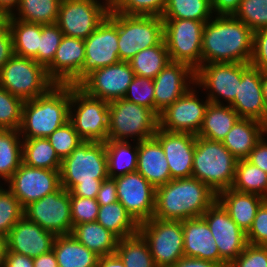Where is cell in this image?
<instances>
[{
  "label": "cell",
  "mask_w": 267,
  "mask_h": 267,
  "mask_svg": "<svg viewBox=\"0 0 267 267\" xmlns=\"http://www.w3.org/2000/svg\"><path fill=\"white\" fill-rule=\"evenodd\" d=\"M253 31L233 15H214L202 34V64L250 63Z\"/></svg>",
  "instance_id": "6da1fadb"
},
{
  "label": "cell",
  "mask_w": 267,
  "mask_h": 267,
  "mask_svg": "<svg viewBox=\"0 0 267 267\" xmlns=\"http://www.w3.org/2000/svg\"><path fill=\"white\" fill-rule=\"evenodd\" d=\"M107 178L105 142L83 141L62 160L60 184L70 196L96 199Z\"/></svg>",
  "instance_id": "7a4b0ae2"
},
{
  "label": "cell",
  "mask_w": 267,
  "mask_h": 267,
  "mask_svg": "<svg viewBox=\"0 0 267 267\" xmlns=\"http://www.w3.org/2000/svg\"><path fill=\"white\" fill-rule=\"evenodd\" d=\"M216 200L217 194L197 178L172 179L156 188L153 217L173 221L201 217Z\"/></svg>",
  "instance_id": "3957f363"
},
{
  "label": "cell",
  "mask_w": 267,
  "mask_h": 267,
  "mask_svg": "<svg viewBox=\"0 0 267 267\" xmlns=\"http://www.w3.org/2000/svg\"><path fill=\"white\" fill-rule=\"evenodd\" d=\"M71 85H54L46 94L24 101L22 139L47 138L69 121Z\"/></svg>",
  "instance_id": "277c9868"
},
{
  "label": "cell",
  "mask_w": 267,
  "mask_h": 267,
  "mask_svg": "<svg viewBox=\"0 0 267 267\" xmlns=\"http://www.w3.org/2000/svg\"><path fill=\"white\" fill-rule=\"evenodd\" d=\"M237 161L222 141L196 136L191 177L202 181L218 194L231 188Z\"/></svg>",
  "instance_id": "5b68a950"
},
{
  "label": "cell",
  "mask_w": 267,
  "mask_h": 267,
  "mask_svg": "<svg viewBox=\"0 0 267 267\" xmlns=\"http://www.w3.org/2000/svg\"><path fill=\"white\" fill-rule=\"evenodd\" d=\"M159 127V117L144 106L124 98L109 102L107 140L140 142L152 138Z\"/></svg>",
  "instance_id": "8992f818"
},
{
  "label": "cell",
  "mask_w": 267,
  "mask_h": 267,
  "mask_svg": "<svg viewBox=\"0 0 267 267\" xmlns=\"http://www.w3.org/2000/svg\"><path fill=\"white\" fill-rule=\"evenodd\" d=\"M108 14L118 23L120 61L129 62L143 49L163 40V19L159 16L123 15L111 8Z\"/></svg>",
  "instance_id": "52a82bcc"
},
{
  "label": "cell",
  "mask_w": 267,
  "mask_h": 267,
  "mask_svg": "<svg viewBox=\"0 0 267 267\" xmlns=\"http://www.w3.org/2000/svg\"><path fill=\"white\" fill-rule=\"evenodd\" d=\"M54 85L46 68L31 58L14 54L0 70V86L23 101L46 94Z\"/></svg>",
  "instance_id": "ba28073f"
},
{
  "label": "cell",
  "mask_w": 267,
  "mask_h": 267,
  "mask_svg": "<svg viewBox=\"0 0 267 267\" xmlns=\"http://www.w3.org/2000/svg\"><path fill=\"white\" fill-rule=\"evenodd\" d=\"M69 121L84 141L106 142L109 129V103L87 95L71 85Z\"/></svg>",
  "instance_id": "9c48e42d"
},
{
  "label": "cell",
  "mask_w": 267,
  "mask_h": 267,
  "mask_svg": "<svg viewBox=\"0 0 267 267\" xmlns=\"http://www.w3.org/2000/svg\"><path fill=\"white\" fill-rule=\"evenodd\" d=\"M206 22L191 19H163V39L171 62L193 70L202 65V34Z\"/></svg>",
  "instance_id": "30bf717a"
},
{
  "label": "cell",
  "mask_w": 267,
  "mask_h": 267,
  "mask_svg": "<svg viewBox=\"0 0 267 267\" xmlns=\"http://www.w3.org/2000/svg\"><path fill=\"white\" fill-rule=\"evenodd\" d=\"M156 267H171L184 257L182 221L151 219L139 223Z\"/></svg>",
  "instance_id": "8fae6325"
},
{
  "label": "cell",
  "mask_w": 267,
  "mask_h": 267,
  "mask_svg": "<svg viewBox=\"0 0 267 267\" xmlns=\"http://www.w3.org/2000/svg\"><path fill=\"white\" fill-rule=\"evenodd\" d=\"M110 8V0H61L56 24L63 35L85 40Z\"/></svg>",
  "instance_id": "7c38bea8"
},
{
  "label": "cell",
  "mask_w": 267,
  "mask_h": 267,
  "mask_svg": "<svg viewBox=\"0 0 267 267\" xmlns=\"http://www.w3.org/2000/svg\"><path fill=\"white\" fill-rule=\"evenodd\" d=\"M200 92V89L194 85L162 111L159 115V128L168 132L197 135L210 103L206 96H201L203 92Z\"/></svg>",
  "instance_id": "4fadbf2b"
},
{
  "label": "cell",
  "mask_w": 267,
  "mask_h": 267,
  "mask_svg": "<svg viewBox=\"0 0 267 267\" xmlns=\"http://www.w3.org/2000/svg\"><path fill=\"white\" fill-rule=\"evenodd\" d=\"M84 44L85 59L78 72V85L93 71L120 62L118 23L108 14Z\"/></svg>",
  "instance_id": "5bb4252c"
},
{
  "label": "cell",
  "mask_w": 267,
  "mask_h": 267,
  "mask_svg": "<svg viewBox=\"0 0 267 267\" xmlns=\"http://www.w3.org/2000/svg\"><path fill=\"white\" fill-rule=\"evenodd\" d=\"M240 81L241 63L202 64L195 71V85L214 104L229 105L238 93Z\"/></svg>",
  "instance_id": "9a60e30c"
},
{
  "label": "cell",
  "mask_w": 267,
  "mask_h": 267,
  "mask_svg": "<svg viewBox=\"0 0 267 267\" xmlns=\"http://www.w3.org/2000/svg\"><path fill=\"white\" fill-rule=\"evenodd\" d=\"M24 216L56 236L71 234L70 192L60 186L55 192L27 205Z\"/></svg>",
  "instance_id": "2e32d148"
},
{
  "label": "cell",
  "mask_w": 267,
  "mask_h": 267,
  "mask_svg": "<svg viewBox=\"0 0 267 267\" xmlns=\"http://www.w3.org/2000/svg\"><path fill=\"white\" fill-rule=\"evenodd\" d=\"M5 186L25 208L61 186L60 170L30 167L22 162Z\"/></svg>",
  "instance_id": "e0dca14e"
},
{
  "label": "cell",
  "mask_w": 267,
  "mask_h": 267,
  "mask_svg": "<svg viewBox=\"0 0 267 267\" xmlns=\"http://www.w3.org/2000/svg\"><path fill=\"white\" fill-rule=\"evenodd\" d=\"M215 239L220 257L229 265L247 246L246 233L216 200L202 215Z\"/></svg>",
  "instance_id": "ac0fdd59"
},
{
  "label": "cell",
  "mask_w": 267,
  "mask_h": 267,
  "mask_svg": "<svg viewBox=\"0 0 267 267\" xmlns=\"http://www.w3.org/2000/svg\"><path fill=\"white\" fill-rule=\"evenodd\" d=\"M118 201L139 224L155 212L156 188L137 171L114 178Z\"/></svg>",
  "instance_id": "d6986e66"
},
{
  "label": "cell",
  "mask_w": 267,
  "mask_h": 267,
  "mask_svg": "<svg viewBox=\"0 0 267 267\" xmlns=\"http://www.w3.org/2000/svg\"><path fill=\"white\" fill-rule=\"evenodd\" d=\"M134 76L129 62L120 61L93 71L78 87L87 95L109 103L124 98Z\"/></svg>",
  "instance_id": "ffe728a7"
},
{
  "label": "cell",
  "mask_w": 267,
  "mask_h": 267,
  "mask_svg": "<svg viewBox=\"0 0 267 267\" xmlns=\"http://www.w3.org/2000/svg\"><path fill=\"white\" fill-rule=\"evenodd\" d=\"M229 105L240 118L255 119L267 125V107L263 99L261 70L250 63H241L238 93Z\"/></svg>",
  "instance_id": "44dd1931"
},
{
  "label": "cell",
  "mask_w": 267,
  "mask_h": 267,
  "mask_svg": "<svg viewBox=\"0 0 267 267\" xmlns=\"http://www.w3.org/2000/svg\"><path fill=\"white\" fill-rule=\"evenodd\" d=\"M155 114L159 117L170 104L195 85V70L189 65L169 62L153 79Z\"/></svg>",
  "instance_id": "7402d4cb"
},
{
  "label": "cell",
  "mask_w": 267,
  "mask_h": 267,
  "mask_svg": "<svg viewBox=\"0 0 267 267\" xmlns=\"http://www.w3.org/2000/svg\"><path fill=\"white\" fill-rule=\"evenodd\" d=\"M196 136L191 133L168 132L158 127L153 137L165 152L171 179L192 176Z\"/></svg>",
  "instance_id": "603a6c76"
},
{
  "label": "cell",
  "mask_w": 267,
  "mask_h": 267,
  "mask_svg": "<svg viewBox=\"0 0 267 267\" xmlns=\"http://www.w3.org/2000/svg\"><path fill=\"white\" fill-rule=\"evenodd\" d=\"M84 59V40L64 35L52 63L46 68L47 74L55 84L78 86V72Z\"/></svg>",
  "instance_id": "cb8c5ba5"
},
{
  "label": "cell",
  "mask_w": 267,
  "mask_h": 267,
  "mask_svg": "<svg viewBox=\"0 0 267 267\" xmlns=\"http://www.w3.org/2000/svg\"><path fill=\"white\" fill-rule=\"evenodd\" d=\"M55 238L54 233L44 230L23 216L6 237V251L36 258L53 249Z\"/></svg>",
  "instance_id": "d4e9b609"
},
{
  "label": "cell",
  "mask_w": 267,
  "mask_h": 267,
  "mask_svg": "<svg viewBox=\"0 0 267 267\" xmlns=\"http://www.w3.org/2000/svg\"><path fill=\"white\" fill-rule=\"evenodd\" d=\"M182 227L185 257L208 260L228 267L220 257L215 239L202 216L182 221Z\"/></svg>",
  "instance_id": "484cf974"
},
{
  "label": "cell",
  "mask_w": 267,
  "mask_h": 267,
  "mask_svg": "<svg viewBox=\"0 0 267 267\" xmlns=\"http://www.w3.org/2000/svg\"><path fill=\"white\" fill-rule=\"evenodd\" d=\"M136 171L155 188L172 180L165 152L154 137L138 142Z\"/></svg>",
  "instance_id": "4316f807"
},
{
  "label": "cell",
  "mask_w": 267,
  "mask_h": 267,
  "mask_svg": "<svg viewBox=\"0 0 267 267\" xmlns=\"http://www.w3.org/2000/svg\"><path fill=\"white\" fill-rule=\"evenodd\" d=\"M265 200L260 195L243 193L232 188L217 194V201L245 233L251 228L257 210Z\"/></svg>",
  "instance_id": "83f0119b"
},
{
  "label": "cell",
  "mask_w": 267,
  "mask_h": 267,
  "mask_svg": "<svg viewBox=\"0 0 267 267\" xmlns=\"http://www.w3.org/2000/svg\"><path fill=\"white\" fill-rule=\"evenodd\" d=\"M266 132L267 125L263 122L251 118H239L222 143L237 160H242L248 157Z\"/></svg>",
  "instance_id": "f1b7e54d"
},
{
  "label": "cell",
  "mask_w": 267,
  "mask_h": 267,
  "mask_svg": "<svg viewBox=\"0 0 267 267\" xmlns=\"http://www.w3.org/2000/svg\"><path fill=\"white\" fill-rule=\"evenodd\" d=\"M71 235L99 257L116 254L119 238L97 221L75 225Z\"/></svg>",
  "instance_id": "f546056e"
},
{
  "label": "cell",
  "mask_w": 267,
  "mask_h": 267,
  "mask_svg": "<svg viewBox=\"0 0 267 267\" xmlns=\"http://www.w3.org/2000/svg\"><path fill=\"white\" fill-rule=\"evenodd\" d=\"M53 251L59 267H96L99 258L71 234L56 236Z\"/></svg>",
  "instance_id": "4dcf8cb0"
},
{
  "label": "cell",
  "mask_w": 267,
  "mask_h": 267,
  "mask_svg": "<svg viewBox=\"0 0 267 267\" xmlns=\"http://www.w3.org/2000/svg\"><path fill=\"white\" fill-rule=\"evenodd\" d=\"M239 118L238 113L230 105L209 103L197 136L222 141Z\"/></svg>",
  "instance_id": "1f68e13d"
},
{
  "label": "cell",
  "mask_w": 267,
  "mask_h": 267,
  "mask_svg": "<svg viewBox=\"0 0 267 267\" xmlns=\"http://www.w3.org/2000/svg\"><path fill=\"white\" fill-rule=\"evenodd\" d=\"M105 148L109 178H116L136 171L138 142L107 140Z\"/></svg>",
  "instance_id": "d6a6232c"
},
{
  "label": "cell",
  "mask_w": 267,
  "mask_h": 267,
  "mask_svg": "<svg viewBox=\"0 0 267 267\" xmlns=\"http://www.w3.org/2000/svg\"><path fill=\"white\" fill-rule=\"evenodd\" d=\"M15 55L31 58L38 63L41 24L27 23L8 16Z\"/></svg>",
  "instance_id": "836d02e7"
},
{
  "label": "cell",
  "mask_w": 267,
  "mask_h": 267,
  "mask_svg": "<svg viewBox=\"0 0 267 267\" xmlns=\"http://www.w3.org/2000/svg\"><path fill=\"white\" fill-rule=\"evenodd\" d=\"M96 221L119 239L133 236L139 229V224L119 201L100 206Z\"/></svg>",
  "instance_id": "e575fe53"
},
{
  "label": "cell",
  "mask_w": 267,
  "mask_h": 267,
  "mask_svg": "<svg viewBox=\"0 0 267 267\" xmlns=\"http://www.w3.org/2000/svg\"><path fill=\"white\" fill-rule=\"evenodd\" d=\"M19 130L0 129V185L5 184L22 163Z\"/></svg>",
  "instance_id": "d590c367"
},
{
  "label": "cell",
  "mask_w": 267,
  "mask_h": 267,
  "mask_svg": "<svg viewBox=\"0 0 267 267\" xmlns=\"http://www.w3.org/2000/svg\"><path fill=\"white\" fill-rule=\"evenodd\" d=\"M22 162L30 167L60 170L62 160L47 138L22 140Z\"/></svg>",
  "instance_id": "8d00e7d4"
},
{
  "label": "cell",
  "mask_w": 267,
  "mask_h": 267,
  "mask_svg": "<svg viewBox=\"0 0 267 267\" xmlns=\"http://www.w3.org/2000/svg\"><path fill=\"white\" fill-rule=\"evenodd\" d=\"M61 0H20L12 18L35 24H54Z\"/></svg>",
  "instance_id": "74e56055"
},
{
  "label": "cell",
  "mask_w": 267,
  "mask_h": 267,
  "mask_svg": "<svg viewBox=\"0 0 267 267\" xmlns=\"http://www.w3.org/2000/svg\"><path fill=\"white\" fill-rule=\"evenodd\" d=\"M170 62L164 39L156 46L143 49L130 61V67L136 76L154 79Z\"/></svg>",
  "instance_id": "f35d334b"
},
{
  "label": "cell",
  "mask_w": 267,
  "mask_h": 267,
  "mask_svg": "<svg viewBox=\"0 0 267 267\" xmlns=\"http://www.w3.org/2000/svg\"><path fill=\"white\" fill-rule=\"evenodd\" d=\"M231 188L243 193L257 194L267 199V173L246 159L238 160Z\"/></svg>",
  "instance_id": "ab89813d"
},
{
  "label": "cell",
  "mask_w": 267,
  "mask_h": 267,
  "mask_svg": "<svg viewBox=\"0 0 267 267\" xmlns=\"http://www.w3.org/2000/svg\"><path fill=\"white\" fill-rule=\"evenodd\" d=\"M116 254L125 267H156L147 241L137 234L118 240Z\"/></svg>",
  "instance_id": "60d3db41"
},
{
  "label": "cell",
  "mask_w": 267,
  "mask_h": 267,
  "mask_svg": "<svg viewBox=\"0 0 267 267\" xmlns=\"http://www.w3.org/2000/svg\"><path fill=\"white\" fill-rule=\"evenodd\" d=\"M213 16L211 0H167L161 18L207 22Z\"/></svg>",
  "instance_id": "b9f144b4"
},
{
  "label": "cell",
  "mask_w": 267,
  "mask_h": 267,
  "mask_svg": "<svg viewBox=\"0 0 267 267\" xmlns=\"http://www.w3.org/2000/svg\"><path fill=\"white\" fill-rule=\"evenodd\" d=\"M24 216L19 200L5 186L0 185V233L7 237L13 226Z\"/></svg>",
  "instance_id": "7bdbcfd3"
},
{
  "label": "cell",
  "mask_w": 267,
  "mask_h": 267,
  "mask_svg": "<svg viewBox=\"0 0 267 267\" xmlns=\"http://www.w3.org/2000/svg\"><path fill=\"white\" fill-rule=\"evenodd\" d=\"M24 101L0 86V129L19 130Z\"/></svg>",
  "instance_id": "ee69618b"
},
{
  "label": "cell",
  "mask_w": 267,
  "mask_h": 267,
  "mask_svg": "<svg viewBox=\"0 0 267 267\" xmlns=\"http://www.w3.org/2000/svg\"><path fill=\"white\" fill-rule=\"evenodd\" d=\"M167 0H110L111 9L123 15L161 17Z\"/></svg>",
  "instance_id": "f6af8a7d"
},
{
  "label": "cell",
  "mask_w": 267,
  "mask_h": 267,
  "mask_svg": "<svg viewBox=\"0 0 267 267\" xmlns=\"http://www.w3.org/2000/svg\"><path fill=\"white\" fill-rule=\"evenodd\" d=\"M233 16L253 32L267 27V0H241Z\"/></svg>",
  "instance_id": "bcb514c9"
},
{
  "label": "cell",
  "mask_w": 267,
  "mask_h": 267,
  "mask_svg": "<svg viewBox=\"0 0 267 267\" xmlns=\"http://www.w3.org/2000/svg\"><path fill=\"white\" fill-rule=\"evenodd\" d=\"M63 36V32L56 23L45 25L41 24L38 64L47 68L52 63Z\"/></svg>",
  "instance_id": "7dc6e473"
},
{
  "label": "cell",
  "mask_w": 267,
  "mask_h": 267,
  "mask_svg": "<svg viewBox=\"0 0 267 267\" xmlns=\"http://www.w3.org/2000/svg\"><path fill=\"white\" fill-rule=\"evenodd\" d=\"M58 157L63 160L84 140L78 135L70 121L47 137Z\"/></svg>",
  "instance_id": "c3c4849f"
},
{
  "label": "cell",
  "mask_w": 267,
  "mask_h": 267,
  "mask_svg": "<svg viewBox=\"0 0 267 267\" xmlns=\"http://www.w3.org/2000/svg\"><path fill=\"white\" fill-rule=\"evenodd\" d=\"M124 99L151 109L155 113L153 79L135 75Z\"/></svg>",
  "instance_id": "681fc988"
},
{
  "label": "cell",
  "mask_w": 267,
  "mask_h": 267,
  "mask_svg": "<svg viewBox=\"0 0 267 267\" xmlns=\"http://www.w3.org/2000/svg\"><path fill=\"white\" fill-rule=\"evenodd\" d=\"M70 207L73 227L78 224L95 222L99 207L96 199L70 196Z\"/></svg>",
  "instance_id": "f907efd6"
},
{
  "label": "cell",
  "mask_w": 267,
  "mask_h": 267,
  "mask_svg": "<svg viewBox=\"0 0 267 267\" xmlns=\"http://www.w3.org/2000/svg\"><path fill=\"white\" fill-rule=\"evenodd\" d=\"M228 267H267V246L247 244Z\"/></svg>",
  "instance_id": "816d5d0a"
},
{
  "label": "cell",
  "mask_w": 267,
  "mask_h": 267,
  "mask_svg": "<svg viewBox=\"0 0 267 267\" xmlns=\"http://www.w3.org/2000/svg\"><path fill=\"white\" fill-rule=\"evenodd\" d=\"M246 237L249 244L267 246V199L258 208Z\"/></svg>",
  "instance_id": "f5cc1de1"
},
{
  "label": "cell",
  "mask_w": 267,
  "mask_h": 267,
  "mask_svg": "<svg viewBox=\"0 0 267 267\" xmlns=\"http://www.w3.org/2000/svg\"><path fill=\"white\" fill-rule=\"evenodd\" d=\"M250 64L259 70H267V27L253 32V54Z\"/></svg>",
  "instance_id": "db71d44e"
},
{
  "label": "cell",
  "mask_w": 267,
  "mask_h": 267,
  "mask_svg": "<svg viewBox=\"0 0 267 267\" xmlns=\"http://www.w3.org/2000/svg\"><path fill=\"white\" fill-rule=\"evenodd\" d=\"M246 160L267 173V132L256 143Z\"/></svg>",
  "instance_id": "11a10c76"
},
{
  "label": "cell",
  "mask_w": 267,
  "mask_h": 267,
  "mask_svg": "<svg viewBox=\"0 0 267 267\" xmlns=\"http://www.w3.org/2000/svg\"><path fill=\"white\" fill-rule=\"evenodd\" d=\"M13 55V38L10 28L8 25L0 26V70Z\"/></svg>",
  "instance_id": "9f6ffc18"
},
{
  "label": "cell",
  "mask_w": 267,
  "mask_h": 267,
  "mask_svg": "<svg viewBox=\"0 0 267 267\" xmlns=\"http://www.w3.org/2000/svg\"><path fill=\"white\" fill-rule=\"evenodd\" d=\"M96 200L100 206L116 203L118 201L116 181L114 178L108 177L103 180L100 190L97 193Z\"/></svg>",
  "instance_id": "6f0895ef"
},
{
  "label": "cell",
  "mask_w": 267,
  "mask_h": 267,
  "mask_svg": "<svg viewBox=\"0 0 267 267\" xmlns=\"http://www.w3.org/2000/svg\"><path fill=\"white\" fill-rule=\"evenodd\" d=\"M241 0H211L214 15H234Z\"/></svg>",
  "instance_id": "680465c9"
},
{
  "label": "cell",
  "mask_w": 267,
  "mask_h": 267,
  "mask_svg": "<svg viewBox=\"0 0 267 267\" xmlns=\"http://www.w3.org/2000/svg\"><path fill=\"white\" fill-rule=\"evenodd\" d=\"M2 267H34V261L29 256L6 251Z\"/></svg>",
  "instance_id": "91938a15"
},
{
  "label": "cell",
  "mask_w": 267,
  "mask_h": 267,
  "mask_svg": "<svg viewBox=\"0 0 267 267\" xmlns=\"http://www.w3.org/2000/svg\"><path fill=\"white\" fill-rule=\"evenodd\" d=\"M171 267H224L222 264H218L208 260H202L197 258L182 257Z\"/></svg>",
  "instance_id": "94428289"
},
{
  "label": "cell",
  "mask_w": 267,
  "mask_h": 267,
  "mask_svg": "<svg viewBox=\"0 0 267 267\" xmlns=\"http://www.w3.org/2000/svg\"><path fill=\"white\" fill-rule=\"evenodd\" d=\"M33 261L34 267H59L53 249L36 258H33Z\"/></svg>",
  "instance_id": "6125c7cd"
},
{
  "label": "cell",
  "mask_w": 267,
  "mask_h": 267,
  "mask_svg": "<svg viewBox=\"0 0 267 267\" xmlns=\"http://www.w3.org/2000/svg\"><path fill=\"white\" fill-rule=\"evenodd\" d=\"M96 267H125V265L117 254H112L99 257Z\"/></svg>",
  "instance_id": "be15d7a7"
},
{
  "label": "cell",
  "mask_w": 267,
  "mask_h": 267,
  "mask_svg": "<svg viewBox=\"0 0 267 267\" xmlns=\"http://www.w3.org/2000/svg\"><path fill=\"white\" fill-rule=\"evenodd\" d=\"M20 0H0V11L6 16H11L17 9Z\"/></svg>",
  "instance_id": "e7e4bbea"
},
{
  "label": "cell",
  "mask_w": 267,
  "mask_h": 267,
  "mask_svg": "<svg viewBox=\"0 0 267 267\" xmlns=\"http://www.w3.org/2000/svg\"><path fill=\"white\" fill-rule=\"evenodd\" d=\"M7 249L6 236L0 233V267L3 266V260Z\"/></svg>",
  "instance_id": "03108f58"
},
{
  "label": "cell",
  "mask_w": 267,
  "mask_h": 267,
  "mask_svg": "<svg viewBox=\"0 0 267 267\" xmlns=\"http://www.w3.org/2000/svg\"><path fill=\"white\" fill-rule=\"evenodd\" d=\"M262 90H263V99L267 107V70L262 71Z\"/></svg>",
  "instance_id": "003e7915"
},
{
  "label": "cell",
  "mask_w": 267,
  "mask_h": 267,
  "mask_svg": "<svg viewBox=\"0 0 267 267\" xmlns=\"http://www.w3.org/2000/svg\"><path fill=\"white\" fill-rule=\"evenodd\" d=\"M7 25H8V16H6L0 11V26H7Z\"/></svg>",
  "instance_id": "a7ac6f4b"
}]
</instances>
